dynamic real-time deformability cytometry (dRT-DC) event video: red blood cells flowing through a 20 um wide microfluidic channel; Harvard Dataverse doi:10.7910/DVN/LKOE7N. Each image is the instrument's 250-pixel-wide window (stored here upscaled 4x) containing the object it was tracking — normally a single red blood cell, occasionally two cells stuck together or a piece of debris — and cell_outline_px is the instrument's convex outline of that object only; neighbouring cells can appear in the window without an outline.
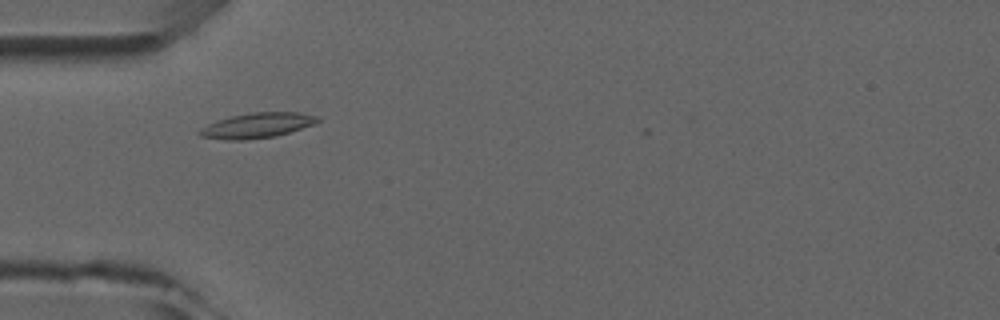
{"species": "common noctule bat (a hibernating species)", "species_latin": "Nyctalus noctula", "temperature_condition": "room temperature", "stored_images_in_passage": 6, "camera_frame_rate_fps": 3000, "um_per_image_px": 0.085, "animal": {"sex": "male", "forearm_length_mm": 52.5}, "frame": {"image": 1, "passage_image": 4, "time_ms": 3.667, "image_size_px": [1000, 320], "cell_outline_px": [[320, 120], [312, 124], [276, 136], [244, 140], [228, 140], [200, 136], [196, 132], [200, 128], [216, 120], [232, 116], [252, 112], [300, 112], [320, 116]], "centroid_in_image_um": [21.83, 10.65], "position_along_channel_um": 63.2, "area_um2": 17.22}}
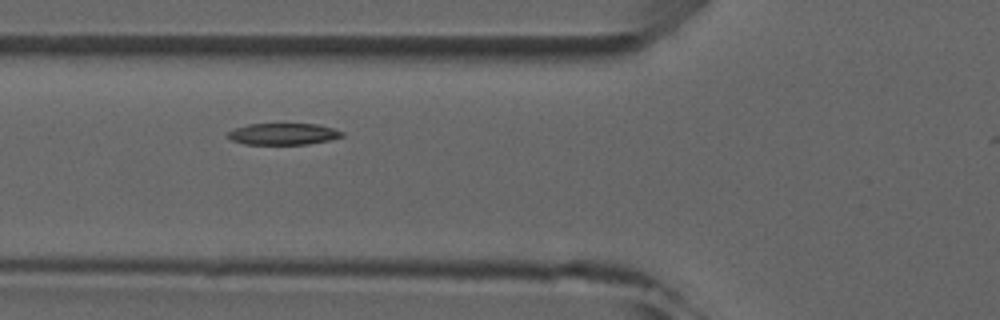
{"frame": {"image": 2, "passage_image": 5, "time_ms": 4.667, "image_size_px": [1000, 320], "cell_outline_px": [[344, 136], [328, 140], [308, 144], [244, 144], [232, 140], [228, 136], [228, 132], [236, 128], [248, 124], [316, 124], [332, 128], [344, 132]], "centroid_in_image_um": [24.09, 11.39], "position_along_channel_um": 101.7, "area_um2": 14.16}}
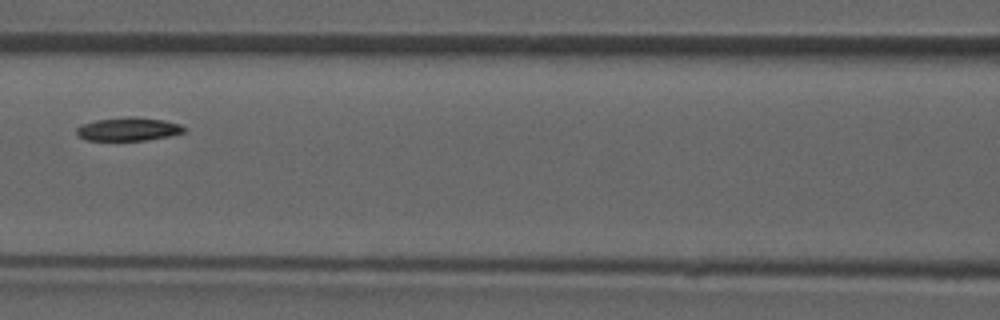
{"frame": {"image": 3, "passage_image": 6, "time_ms": 6.0, "image_size_px": [1000, 320], "cell_outline_px": [[184, 132], [168, 136], [144, 140], [84, 140], [76, 132], [76, 128], [80, 124], [96, 120], [128, 116], [136, 116], [164, 120], [180, 124], [184, 128]], "centroid_in_image_um": [10.87, 10.96], "position_along_channel_um": 155.7, "area_um2": 14.62}}